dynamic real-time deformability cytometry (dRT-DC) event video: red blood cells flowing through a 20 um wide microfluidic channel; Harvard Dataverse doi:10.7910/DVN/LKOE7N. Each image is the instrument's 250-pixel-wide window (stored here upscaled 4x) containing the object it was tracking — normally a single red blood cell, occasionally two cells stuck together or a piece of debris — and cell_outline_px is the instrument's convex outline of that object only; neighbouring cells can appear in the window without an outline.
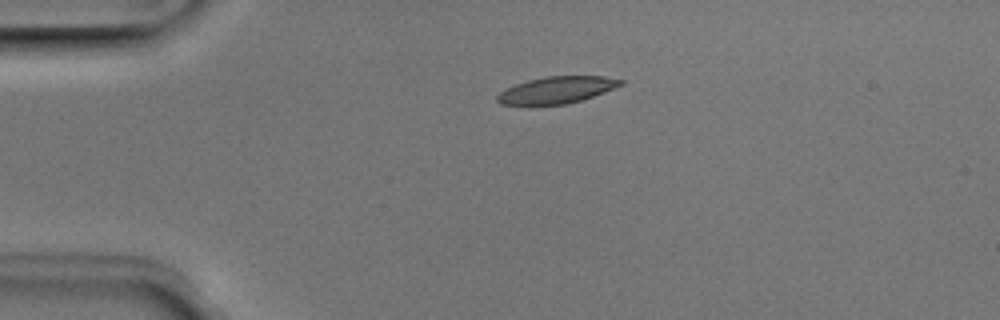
{"species": "Egyptian fruit bat (a non-hibernating species)", "species_latin": "Rousettus aegyptiacus", "temperature_condition": "room temperature", "stored_images_in_passage": 41, "camera_frame_rate_fps": 3000, "um_per_image_px": 0.085, "animal": {"sex": "male"}, "frame": {"image": 1, "passage_image": 1, "time_ms": 0.0, "image_size_px": [1000, 320], "cell_outline_px": [[624, 84], [604, 92], [580, 100], [564, 104], [528, 108], [500, 104], [496, 100], [496, 96], [500, 92], [516, 84], [528, 80], [548, 76], [604, 76], [624, 80]], "centroid_in_image_um": [47.24, 7.69], "position_along_channel_um": 37.8, "area_um2": 19.83}}
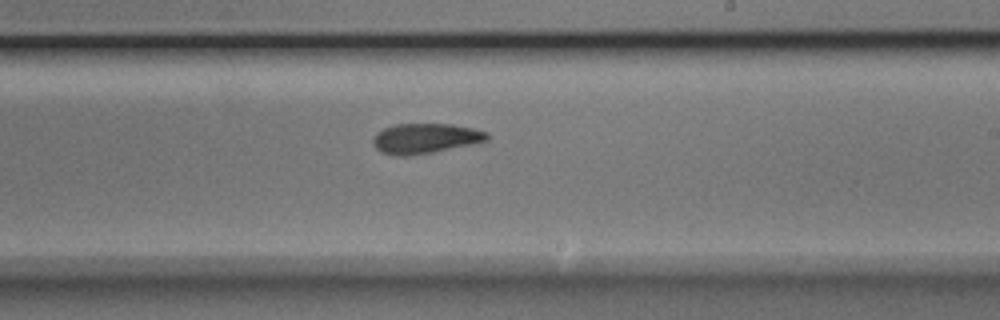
{"frame": {"image": 2, "passage_image": 20, "time_ms": 6.333, "image_size_px": [1000, 320], "cell_outline_px": [[488, 140], [472, 144], [432, 152], [408, 156], [396, 156], [380, 152], [372, 144], [372, 140], [376, 132], [384, 128], [396, 124], [452, 124], [472, 128], [488, 132]], "centroid_in_image_um": [36.11, 11.77], "position_along_channel_um": 252.9, "area_um2": 20.0}}
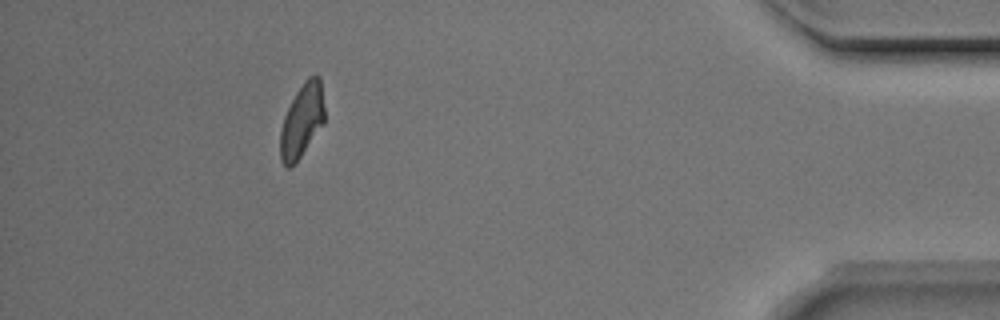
{"frame": {"image": 3, "passage_image": 36, "time_ms": 11.667, "image_size_px": [1000, 320], "cell_outline_px": [[324, 124], [300, 156], [288, 168], [280, 160], [280, 128], [284, 116], [296, 92], [304, 80], [308, 76], [316, 72], [320, 76], [324, 108]], "centroid_in_image_um": [25.67, 10.19], "position_along_channel_um": 409.5, "area_um2": 18.96}, "authors_computed_cell_mechanics": {"area_um2": 19.941, "velocity_mm_per_s": 3.9541, "shape_relaxation_time_tau1_ms": 2.9806, "shape_relaxation_time_tau2_ms": 4.1483, "deformation_change_tau1": 0.1344, "deformation_change_tau2": 0.1224}}